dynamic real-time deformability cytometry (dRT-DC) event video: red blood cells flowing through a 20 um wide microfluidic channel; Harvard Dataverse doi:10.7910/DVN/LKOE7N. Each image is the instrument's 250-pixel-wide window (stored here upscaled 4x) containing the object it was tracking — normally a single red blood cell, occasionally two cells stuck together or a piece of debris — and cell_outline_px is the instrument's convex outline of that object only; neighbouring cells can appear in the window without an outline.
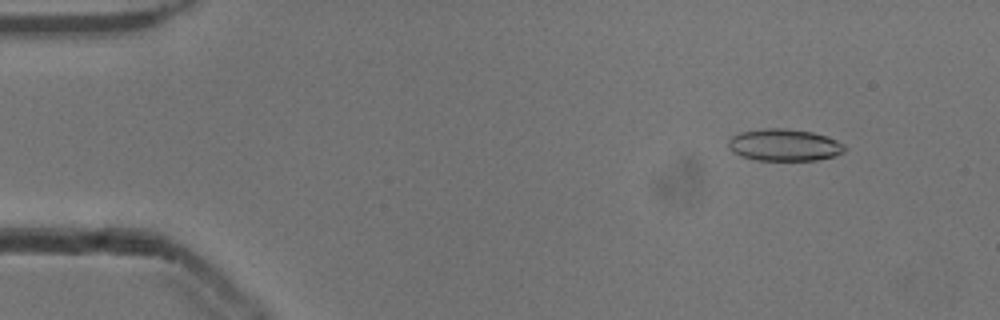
{"species": "common noctule bat (a hibernating species)", "species_latin": "Nyctalus noctula", "temperature_condition": "cold", "stored_images_in_passage": 41, "camera_frame_rate_fps": 3000, "um_per_image_px": 0.085, "animal": {"sex": "male", "body_mass_g": 13.3}, "frame": {"image": 1, "passage_image": 6, "time_ms": 1.667, "image_size_px": [1000, 320], "cell_outline_px": [[844, 152], [836, 156], [816, 160], [756, 160], [744, 156], [728, 148], [728, 140], [732, 136], [740, 132], [760, 128], [784, 128], [812, 132], [836, 140], [844, 144]], "centroid_in_image_um": [66.66, 12.32], "position_along_channel_um": 18.3, "area_um2": 21.56}}
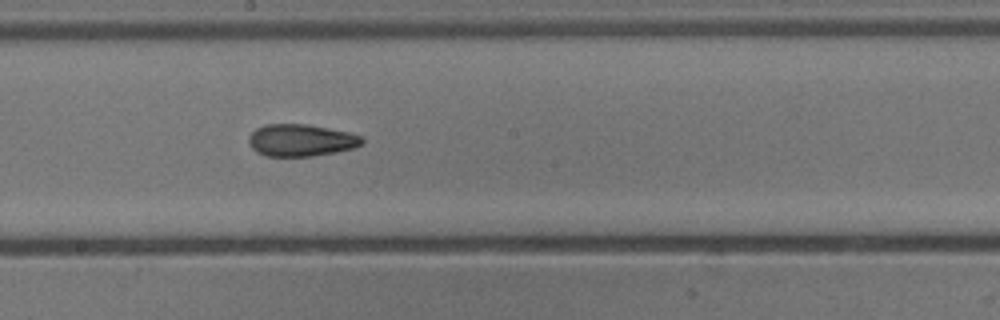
{"frame": {"image": 2, "passage_image": 29, "time_ms": 9.333, "image_size_px": [1000, 320], "cell_outline_px": [[364, 144], [352, 148], [336, 152], [312, 156], [268, 156], [256, 152], [252, 148], [248, 140], [248, 136], [256, 128], [264, 124], [308, 124], [348, 132], [360, 136], [364, 140]], "centroid_in_image_um": [25.57, 11.92], "position_along_channel_um": 222.6, "area_um2": 21.21}}
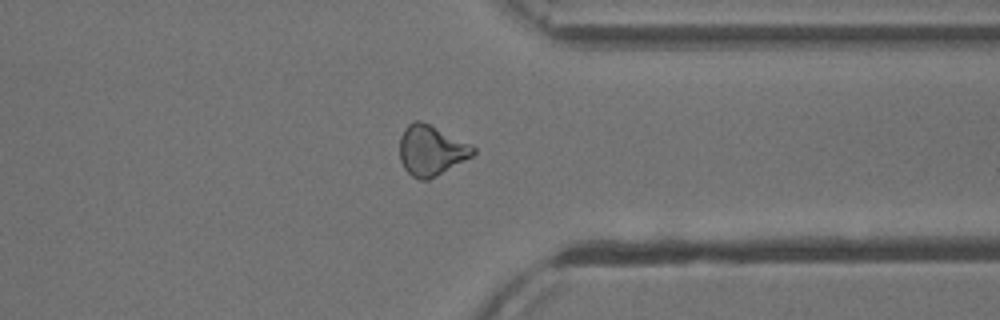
{"frame": {"image": 3, "passage_image": 41, "time_ms": 13.333, "image_size_px": [1000, 320], "cell_outline_px": [[476, 152], [472, 156], [436, 176], [428, 180], [420, 180], [412, 176], [404, 168], [400, 160], [400, 136], [404, 128], [412, 120], [420, 120], [472, 144], [476, 148]], "centroid_in_image_um": [36.64, 12.77], "position_along_channel_um": 374.8, "area_um2": 21.56}, "authors_computed_cell_mechanics": {"area_um2": 21.386, "velocity_mm_per_s": 3.9114, "shape_relaxation_time_tau1_ms": null, "shape_relaxation_time_tau2_ms": 3.9896, "deformation_change_tau1": null, "deformation_change_tau2": 0.1196}}